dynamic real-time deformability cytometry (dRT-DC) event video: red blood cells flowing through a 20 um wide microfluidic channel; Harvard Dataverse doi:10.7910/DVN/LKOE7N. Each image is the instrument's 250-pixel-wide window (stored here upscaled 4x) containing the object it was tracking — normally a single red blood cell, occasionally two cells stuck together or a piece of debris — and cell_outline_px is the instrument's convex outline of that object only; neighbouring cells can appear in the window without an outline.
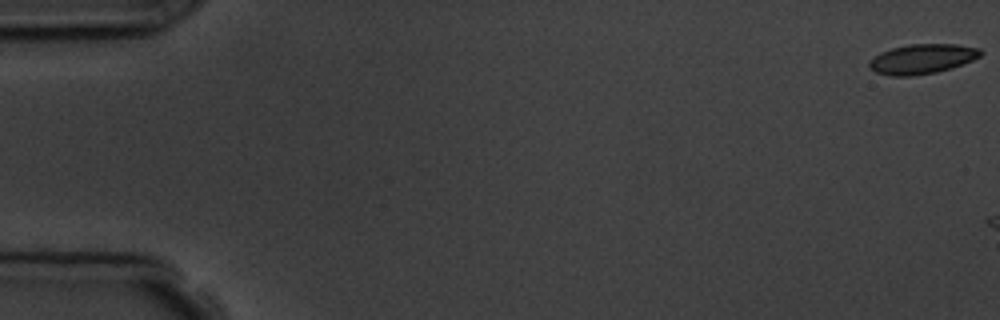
{"species": "common noctule bat (a hibernating species)", "species_latin": "Nyctalus noctula", "temperature_condition": "room temperature", "stored_images_in_passage": 6, "camera_frame_rate_fps": 3000, "um_per_image_px": 0.085, "animal": {"sex": "male", "body_mass_g": 19.5, "forearm_length_mm": 54.6}, "frame": {"image": 1, "passage_image": 1, "time_ms": 0.0, "image_size_px": [1000, 320], "cell_outline_px": [[984, 52], [980, 56], [964, 64], [952, 68], [936, 72], [912, 76], [892, 76], [876, 72], [868, 68], [868, 60], [880, 52], [892, 48], [908, 44], [956, 44], [980, 48]], "centroid_in_image_um": [78.37, 5.01], "position_along_channel_um": 6.6, "area_um2": 19.54}}